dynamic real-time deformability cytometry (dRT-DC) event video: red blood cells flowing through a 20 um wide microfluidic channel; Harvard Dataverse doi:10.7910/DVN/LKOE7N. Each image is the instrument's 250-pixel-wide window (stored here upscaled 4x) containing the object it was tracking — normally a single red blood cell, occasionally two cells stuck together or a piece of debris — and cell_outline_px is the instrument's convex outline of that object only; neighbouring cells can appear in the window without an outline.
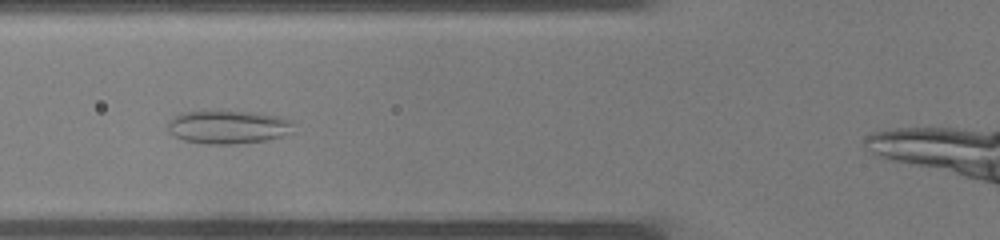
{"species": "common noctule bat (a hibernating species)", "species_latin": "Nyctalus noctula", "temperature_condition": "warm", "stored_images_in_passage": 25, "camera_frame_rate_fps": 3000, "um_per_image_px": 0.085, "animal": {"sex": "male", "body_mass_g": 19.0, "forearm_length_mm": 50.8}, "frame": {"image": 1, "passage_image": 8, "time_ms": 2.333, "image_size_px": [1000, 240], "cell_outline_px": [[292, 132], [280, 136], [264, 140], [232, 144], [208, 144], [184, 140], [168, 132], [168, 120], [180, 112], [216, 108], [256, 112], [276, 116], [292, 120]], "centroid_in_image_um": [19.32, 10.74], "position_along_channel_um": 106.5, "area_um2": 25.14}}
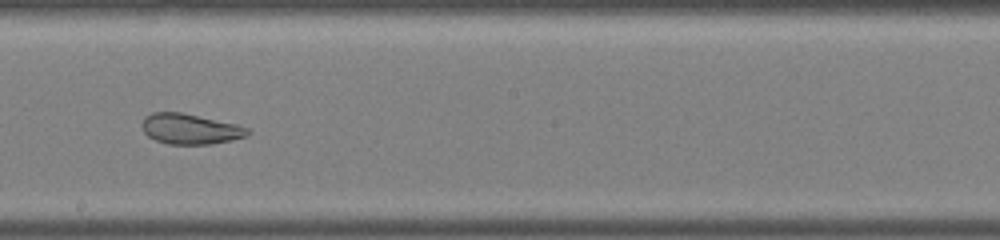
{"frame": {"image": 2, "passage_image": 15, "time_ms": 4.667, "image_size_px": [1000, 240], "cell_outline_px": [[252, 132], [244, 136], [232, 140], [212, 144], [168, 144], [156, 140], [148, 136], [144, 132], [140, 124], [144, 116], [152, 112], [180, 112], [236, 124], [248, 128]], "centroid_in_image_um": [16.13, 10.96], "position_along_channel_um": 232.1, "area_um2": 18.73}}